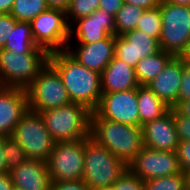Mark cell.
Wrapping results in <instances>:
<instances>
[{"label": "cell", "mask_w": 190, "mask_h": 190, "mask_svg": "<svg viewBox=\"0 0 190 190\" xmlns=\"http://www.w3.org/2000/svg\"><path fill=\"white\" fill-rule=\"evenodd\" d=\"M48 63L60 75L71 102L94 112L102 96L100 74L81 65L66 50L49 53Z\"/></svg>", "instance_id": "obj_1"}, {"label": "cell", "mask_w": 190, "mask_h": 190, "mask_svg": "<svg viewBox=\"0 0 190 190\" xmlns=\"http://www.w3.org/2000/svg\"><path fill=\"white\" fill-rule=\"evenodd\" d=\"M90 137L127 166L144 147L142 127L103 119L95 111L91 114Z\"/></svg>", "instance_id": "obj_2"}, {"label": "cell", "mask_w": 190, "mask_h": 190, "mask_svg": "<svg viewBox=\"0 0 190 190\" xmlns=\"http://www.w3.org/2000/svg\"><path fill=\"white\" fill-rule=\"evenodd\" d=\"M48 60L49 53L39 46L29 53L0 48V86L26 89Z\"/></svg>", "instance_id": "obj_3"}, {"label": "cell", "mask_w": 190, "mask_h": 190, "mask_svg": "<svg viewBox=\"0 0 190 190\" xmlns=\"http://www.w3.org/2000/svg\"><path fill=\"white\" fill-rule=\"evenodd\" d=\"M55 142L73 141L90 136L91 114L82 104L70 102L39 112Z\"/></svg>", "instance_id": "obj_4"}, {"label": "cell", "mask_w": 190, "mask_h": 190, "mask_svg": "<svg viewBox=\"0 0 190 190\" xmlns=\"http://www.w3.org/2000/svg\"><path fill=\"white\" fill-rule=\"evenodd\" d=\"M127 169L128 166L108 149L90 136L86 137L82 180L91 189L111 187Z\"/></svg>", "instance_id": "obj_5"}, {"label": "cell", "mask_w": 190, "mask_h": 190, "mask_svg": "<svg viewBox=\"0 0 190 190\" xmlns=\"http://www.w3.org/2000/svg\"><path fill=\"white\" fill-rule=\"evenodd\" d=\"M159 8L162 21L160 50L179 57L190 41V6L164 2Z\"/></svg>", "instance_id": "obj_6"}, {"label": "cell", "mask_w": 190, "mask_h": 190, "mask_svg": "<svg viewBox=\"0 0 190 190\" xmlns=\"http://www.w3.org/2000/svg\"><path fill=\"white\" fill-rule=\"evenodd\" d=\"M26 92L29 109L38 113L71 102L60 75L49 63L26 88Z\"/></svg>", "instance_id": "obj_7"}, {"label": "cell", "mask_w": 190, "mask_h": 190, "mask_svg": "<svg viewBox=\"0 0 190 190\" xmlns=\"http://www.w3.org/2000/svg\"><path fill=\"white\" fill-rule=\"evenodd\" d=\"M86 137L55 142L46 164L51 182L82 180Z\"/></svg>", "instance_id": "obj_8"}, {"label": "cell", "mask_w": 190, "mask_h": 190, "mask_svg": "<svg viewBox=\"0 0 190 190\" xmlns=\"http://www.w3.org/2000/svg\"><path fill=\"white\" fill-rule=\"evenodd\" d=\"M12 136L24 149L27 158L46 162L55 141L38 112L28 109L14 128Z\"/></svg>", "instance_id": "obj_9"}, {"label": "cell", "mask_w": 190, "mask_h": 190, "mask_svg": "<svg viewBox=\"0 0 190 190\" xmlns=\"http://www.w3.org/2000/svg\"><path fill=\"white\" fill-rule=\"evenodd\" d=\"M34 41L48 53L64 51L69 44V24L66 11L49 8L31 22Z\"/></svg>", "instance_id": "obj_10"}, {"label": "cell", "mask_w": 190, "mask_h": 190, "mask_svg": "<svg viewBox=\"0 0 190 190\" xmlns=\"http://www.w3.org/2000/svg\"><path fill=\"white\" fill-rule=\"evenodd\" d=\"M128 169L141 180L161 178L182 172L176 151L155 150L143 147Z\"/></svg>", "instance_id": "obj_11"}, {"label": "cell", "mask_w": 190, "mask_h": 190, "mask_svg": "<svg viewBox=\"0 0 190 190\" xmlns=\"http://www.w3.org/2000/svg\"><path fill=\"white\" fill-rule=\"evenodd\" d=\"M137 104V88L102 93L100 103L95 112L103 119L131 126H140Z\"/></svg>", "instance_id": "obj_12"}, {"label": "cell", "mask_w": 190, "mask_h": 190, "mask_svg": "<svg viewBox=\"0 0 190 190\" xmlns=\"http://www.w3.org/2000/svg\"><path fill=\"white\" fill-rule=\"evenodd\" d=\"M159 51V41L141 30L135 29L123 35H115L114 56L132 68H135L140 59Z\"/></svg>", "instance_id": "obj_13"}, {"label": "cell", "mask_w": 190, "mask_h": 190, "mask_svg": "<svg viewBox=\"0 0 190 190\" xmlns=\"http://www.w3.org/2000/svg\"><path fill=\"white\" fill-rule=\"evenodd\" d=\"M73 35L76 36L77 43H94L115 35L114 16L107 11L97 9L89 16L73 22L69 27V42L73 40Z\"/></svg>", "instance_id": "obj_14"}, {"label": "cell", "mask_w": 190, "mask_h": 190, "mask_svg": "<svg viewBox=\"0 0 190 190\" xmlns=\"http://www.w3.org/2000/svg\"><path fill=\"white\" fill-rule=\"evenodd\" d=\"M144 147L163 151H177L179 138L174 122V109L142 126Z\"/></svg>", "instance_id": "obj_15"}, {"label": "cell", "mask_w": 190, "mask_h": 190, "mask_svg": "<svg viewBox=\"0 0 190 190\" xmlns=\"http://www.w3.org/2000/svg\"><path fill=\"white\" fill-rule=\"evenodd\" d=\"M78 45L72 48L69 43L66 51L81 65L101 74L114 58L115 35L94 43H78Z\"/></svg>", "instance_id": "obj_16"}, {"label": "cell", "mask_w": 190, "mask_h": 190, "mask_svg": "<svg viewBox=\"0 0 190 190\" xmlns=\"http://www.w3.org/2000/svg\"><path fill=\"white\" fill-rule=\"evenodd\" d=\"M28 109L26 89L0 86V138L12 135Z\"/></svg>", "instance_id": "obj_17"}, {"label": "cell", "mask_w": 190, "mask_h": 190, "mask_svg": "<svg viewBox=\"0 0 190 190\" xmlns=\"http://www.w3.org/2000/svg\"><path fill=\"white\" fill-rule=\"evenodd\" d=\"M183 75V61L179 57H173L162 72L147 84V86L172 108L178 101V91Z\"/></svg>", "instance_id": "obj_18"}, {"label": "cell", "mask_w": 190, "mask_h": 190, "mask_svg": "<svg viewBox=\"0 0 190 190\" xmlns=\"http://www.w3.org/2000/svg\"><path fill=\"white\" fill-rule=\"evenodd\" d=\"M15 188L23 190H51L46 162L27 159L9 171Z\"/></svg>", "instance_id": "obj_19"}, {"label": "cell", "mask_w": 190, "mask_h": 190, "mask_svg": "<svg viewBox=\"0 0 190 190\" xmlns=\"http://www.w3.org/2000/svg\"><path fill=\"white\" fill-rule=\"evenodd\" d=\"M100 79L102 93L132 90L139 86L135 69L115 56L100 74Z\"/></svg>", "instance_id": "obj_20"}, {"label": "cell", "mask_w": 190, "mask_h": 190, "mask_svg": "<svg viewBox=\"0 0 190 190\" xmlns=\"http://www.w3.org/2000/svg\"><path fill=\"white\" fill-rule=\"evenodd\" d=\"M137 101L140 127L163 116L170 109L147 85L137 87Z\"/></svg>", "instance_id": "obj_21"}, {"label": "cell", "mask_w": 190, "mask_h": 190, "mask_svg": "<svg viewBox=\"0 0 190 190\" xmlns=\"http://www.w3.org/2000/svg\"><path fill=\"white\" fill-rule=\"evenodd\" d=\"M174 56L160 50L138 61L135 66V76L139 85H147L155 79Z\"/></svg>", "instance_id": "obj_22"}, {"label": "cell", "mask_w": 190, "mask_h": 190, "mask_svg": "<svg viewBox=\"0 0 190 190\" xmlns=\"http://www.w3.org/2000/svg\"><path fill=\"white\" fill-rule=\"evenodd\" d=\"M38 47L34 41L30 22L17 21L15 28L7 36L5 49L18 53H29Z\"/></svg>", "instance_id": "obj_23"}, {"label": "cell", "mask_w": 190, "mask_h": 190, "mask_svg": "<svg viewBox=\"0 0 190 190\" xmlns=\"http://www.w3.org/2000/svg\"><path fill=\"white\" fill-rule=\"evenodd\" d=\"M144 10L142 7L124 3L114 17L115 35H123L137 29Z\"/></svg>", "instance_id": "obj_24"}, {"label": "cell", "mask_w": 190, "mask_h": 190, "mask_svg": "<svg viewBox=\"0 0 190 190\" xmlns=\"http://www.w3.org/2000/svg\"><path fill=\"white\" fill-rule=\"evenodd\" d=\"M48 9L46 0H14L10 14L17 21L31 22Z\"/></svg>", "instance_id": "obj_25"}, {"label": "cell", "mask_w": 190, "mask_h": 190, "mask_svg": "<svg viewBox=\"0 0 190 190\" xmlns=\"http://www.w3.org/2000/svg\"><path fill=\"white\" fill-rule=\"evenodd\" d=\"M145 190H188V176L180 172L144 181Z\"/></svg>", "instance_id": "obj_26"}, {"label": "cell", "mask_w": 190, "mask_h": 190, "mask_svg": "<svg viewBox=\"0 0 190 190\" xmlns=\"http://www.w3.org/2000/svg\"><path fill=\"white\" fill-rule=\"evenodd\" d=\"M137 29L159 41L162 29L160 8L145 9L138 22Z\"/></svg>", "instance_id": "obj_27"}, {"label": "cell", "mask_w": 190, "mask_h": 190, "mask_svg": "<svg viewBox=\"0 0 190 190\" xmlns=\"http://www.w3.org/2000/svg\"><path fill=\"white\" fill-rule=\"evenodd\" d=\"M4 152L7 172L17 168L28 159L24 149L12 135L4 137Z\"/></svg>", "instance_id": "obj_28"}, {"label": "cell", "mask_w": 190, "mask_h": 190, "mask_svg": "<svg viewBox=\"0 0 190 190\" xmlns=\"http://www.w3.org/2000/svg\"><path fill=\"white\" fill-rule=\"evenodd\" d=\"M100 0H71L67 10L66 19L69 26L75 20L87 17L99 8Z\"/></svg>", "instance_id": "obj_29"}, {"label": "cell", "mask_w": 190, "mask_h": 190, "mask_svg": "<svg viewBox=\"0 0 190 190\" xmlns=\"http://www.w3.org/2000/svg\"><path fill=\"white\" fill-rule=\"evenodd\" d=\"M113 190H145L144 181L127 169L112 185Z\"/></svg>", "instance_id": "obj_30"}, {"label": "cell", "mask_w": 190, "mask_h": 190, "mask_svg": "<svg viewBox=\"0 0 190 190\" xmlns=\"http://www.w3.org/2000/svg\"><path fill=\"white\" fill-rule=\"evenodd\" d=\"M17 20L10 14H0V48H4L7 36L15 28Z\"/></svg>", "instance_id": "obj_31"}, {"label": "cell", "mask_w": 190, "mask_h": 190, "mask_svg": "<svg viewBox=\"0 0 190 190\" xmlns=\"http://www.w3.org/2000/svg\"><path fill=\"white\" fill-rule=\"evenodd\" d=\"M174 122L179 141H190V117L179 115L174 110Z\"/></svg>", "instance_id": "obj_32"}, {"label": "cell", "mask_w": 190, "mask_h": 190, "mask_svg": "<svg viewBox=\"0 0 190 190\" xmlns=\"http://www.w3.org/2000/svg\"><path fill=\"white\" fill-rule=\"evenodd\" d=\"M179 166L182 172H190V141H180L177 148Z\"/></svg>", "instance_id": "obj_33"}, {"label": "cell", "mask_w": 190, "mask_h": 190, "mask_svg": "<svg viewBox=\"0 0 190 190\" xmlns=\"http://www.w3.org/2000/svg\"><path fill=\"white\" fill-rule=\"evenodd\" d=\"M190 100V64L183 62V75L178 91V101Z\"/></svg>", "instance_id": "obj_34"}, {"label": "cell", "mask_w": 190, "mask_h": 190, "mask_svg": "<svg viewBox=\"0 0 190 190\" xmlns=\"http://www.w3.org/2000/svg\"><path fill=\"white\" fill-rule=\"evenodd\" d=\"M51 190H91V188L83 180H77L51 182Z\"/></svg>", "instance_id": "obj_35"}, {"label": "cell", "mask_w": 190, "mask_h": 190, "mask_svg": "<svg viewBox=\"0 0 190 190\" xmlns=\"http://www.w3.org/2000/svg\"><path fill=\"white\" fill-rule=\"evenodd\" d=\"M100 5L98 9L107 11L109 14H112L114 17L117 14L118 10L124 4L123 0H100Z\"/></svg>", "instance_id": "obj_36"}, {"label": "cell", "mask_w": 190, "mask_h": 190, "mask_svg": "<svg viewBox=\"0 0 190 190\" xmlns=\"http://www.w3.org/2000/svg\"><path fill=\"white\" fill-rule=\"evenodd\" d=\"M125 4H133L143 9H153L160 6L157 0H123Z\"/></svg>", "instance_id": "obj_37"}, {"label": "cell", "mask_w": 190, "mask_h": 190, "mask_svg": "<svg viewBox=\"0 0 190 190\" xmlns=\"http://www.w3.org/2000/svg\"><path fill=\"white\" fill-rule=\"evenodd\" d=\"M179 115L190 117V100L177 101L172 107Z\"/></svg>", "instance_id": "obj_38"}, {"label": "cell", "mask_w": 190, "mask_h": 190, "mask_svg": "<svg viewBox=\"0 0 190 190\" xmlns=\"http://www.w3.org/2000/svg\"><path fill=\"white\" fill-rule=\"evenodd\" d=\"M14 184L11 180V175L9 172H4L0 174V190H14Z\"/></svg>", "instance_id": "obj_39"}, {"label": "cell", "mask_w": 190, "mask_h": 190, "mask_svg": "<svg viewBox=\"0 0 190 190\" xmlns=\"http://www.w3.org/2000/svg\"><path fill=\"white\" fill-rule=\"evenodd\" d=\"M71 0H46L49 8L61 9L66 11Z\"/></svg>", "instance_id": "obj_40"}, {"label": "cell", "mask_w": 190, "mask_h": 190, "mask_svg": "<svg viewBox=\"0 0 190 190\" xmlns=\"http://www.w3.org/2000/svg\"><path fill=\"white\" fill-rule=\"evenodd\" d=\"M7 172V164L5 161V152H4V137L0 138V174Z\"/></svg>", "instance_id": "obj_41"}, {"label": "cell", "mask_w": 190, "mask_h": 190, "mask_svg": "<svg viewBox=\"0 0 190 190\" xmlns=\"http://www.w3.org/2000/svg\"><path fill=\"white\" fill-rule=\"evenodd\" d=\"M14 0H0V14L10 13Z\"/></svg>", "instance_id": "obj_42"}, {"label": "cell", "mask_w": 190, "mask_h": 190, "mask_svg": "<svg viewBox=\"0 0 190 190\" xmlns=\"http://www.w3.org/2000/svg\"><path fill=\"white\" fill-rule=\"evenodd\" d=\"M179 58L188 64H190V41L188 42L187 47L184 51L180 54Z\"/></svg>", "instance_id": "obj_43"}, {"label": "cell", "mask_w": 190, "mask_h": 190, "mask_svg": "<svg viewBox=\"0 0 190 190\" xmlns=\"http://www.w3.org/2000/svg\"><path fill=\"white\" fill-rule=\"evenodd\" d=\"M167 2L174 5L189 6V0H167Z\"/></svg>", "instance_id": "obj_44"}, {"label": "cell", "mask_w": 190, "mask_h": 190, "mask_svg": "<svg viewBox=\"0 0 190 190\" xmlns=\"http://www.w3.org/2000/svg\"><path fill=\"white\" fill-rule=\"evenodd\" d=\"M91 190H113V188L111 186V187H103V188H97V189H91Z\"/></svg>", "instance_id": "obj_45"}, {"label": "cell", "mask_w": 190, "mask_h": 190, "mask_svg": "<svg viewBox=\"0 0 190 190\" xmlns=\"http://www.w3.org/2000/svg\"><path fill=\"white\" fill-rule=\"evenodd\" d=\"M187 176H188V190H190V172L187 173Z\"/></svg>", "instance_id": "obj_46"}, {"label": "cell", "mask_w": 190, "mask_h": 190, "mask_svg": "<svg viewBox=\"0 0 190 190\" xmlns=\"http://www.w3.org/2000/svg\"><path fill=\"white\" fill-rule=\"evenodd\" d=\"M160 4L161 3H164V2H167V0H157Z\"/></svg>", "instance_id": "obj_47"}]
</instances>
